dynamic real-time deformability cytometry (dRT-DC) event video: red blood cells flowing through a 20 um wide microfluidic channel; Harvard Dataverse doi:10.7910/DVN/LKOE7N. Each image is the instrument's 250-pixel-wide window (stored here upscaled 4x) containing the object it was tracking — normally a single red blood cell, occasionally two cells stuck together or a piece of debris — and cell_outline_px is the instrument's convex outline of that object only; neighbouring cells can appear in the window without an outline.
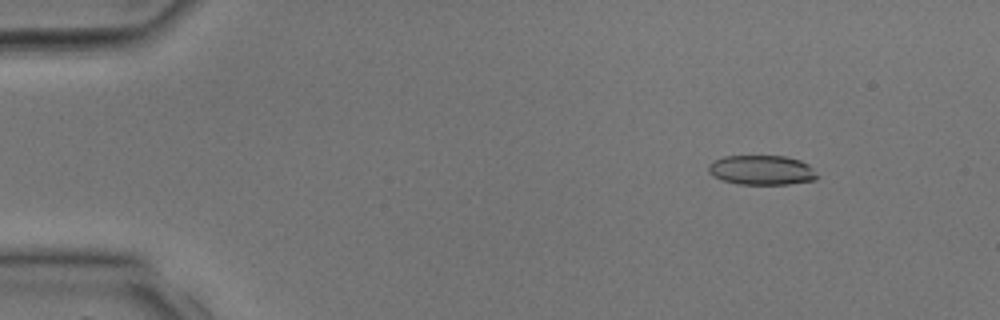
{"species": "common noctule bat (a hibernating species)", "species_latin": "Nyctalus noctula", "temperature_condition": "room temperature", "stored_images_in_passage": 34, "camera_frame_rate_fps": 3000, "um_per_image_px": 0.085, "animal": {"sex": "male", "body_mass_g": 17.9, "forearm_length_mm": 54.2}, "frame": {"image": 1, "passage_image": 5, "time_ms": 1.333, "image_size_px": [1000, 320], "cell_outline_px": [[820, 176], [816, 180], [788, 184], [736, 184], [712, 176], [708, 172], [708, 164], [724, 156], [784, 156], [800, 160], [808, 164]], "centroid_in_image_um": [64.76, 14.46], "position_along_channel_um": 20.2, "area_um2": 18.84}}
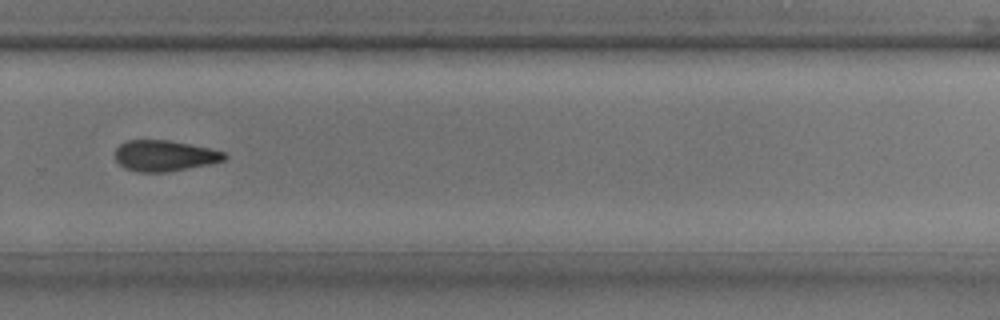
{"frame": {"image": 2, "passage_image": 24, "time_ms": 7.667, "image_size_px": [1000, 320], "cell_outline_px": [[228, 156], [224, 160], [208, 164], [168, 172], [136, 172], [124, 168], [116, 160], [116, 148], [120, 144], [128, 140], [168, 140], [212, 148], [224, 152]], "centroid_in_image_um": [13.99, 13.24], "position_along_channel_um": 315.8, "area_um2": 19.71}}
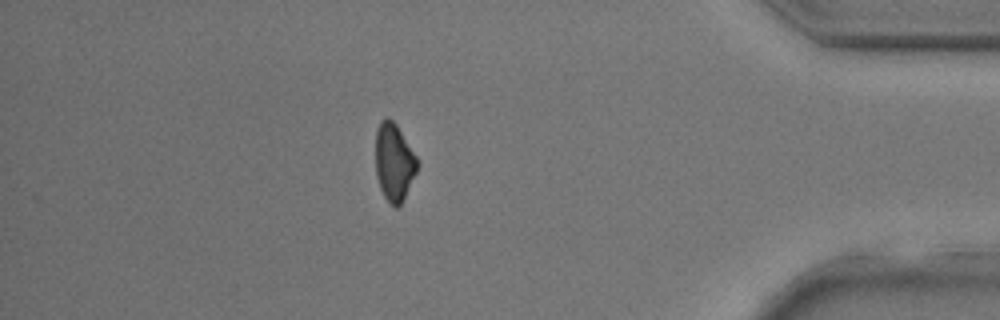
{"frame": {"image": 3, "passage_image": 30, "time_ms": 9.667, "image_size_px": [1000, 320], "cell_outline_px": [[420, 164], [400, 204], [396, 208], [384, 196], [380, 188], [376, 176], [376, 128], [380, 120], [388, 116], [396, 124], [416, 156]], "centroid_in_image_um": [33.48, 13.73], "position_along_channel_um": 401.7, "area_um2": 18.67}}